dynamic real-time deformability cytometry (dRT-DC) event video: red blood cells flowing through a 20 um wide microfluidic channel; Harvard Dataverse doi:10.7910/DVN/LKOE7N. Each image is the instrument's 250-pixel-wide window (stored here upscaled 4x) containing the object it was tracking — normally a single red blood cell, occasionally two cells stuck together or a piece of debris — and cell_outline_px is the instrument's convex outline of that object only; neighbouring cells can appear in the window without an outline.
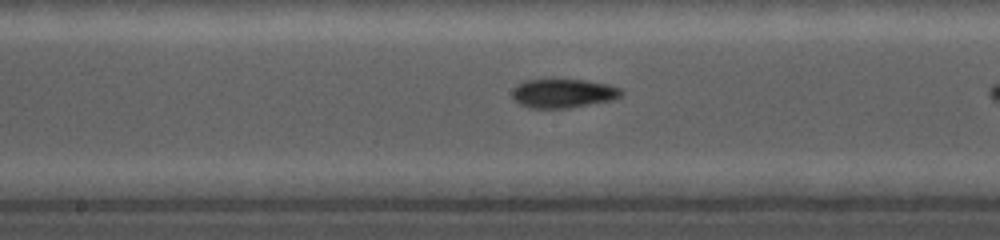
{"species": "common noctule bat (a hibernating species)", "species_latin": "Nyctalus noctula", "temperature_condition": "cold", "stored_images_in_passage": 11, "camera_frame_rate_fps": 5000, "um_per_image_px": 0.085, "animal": {"sex": "female", "body_mass_g": 19.0, "forearm_length_mm": 56.7}, "frame": {"image": 1, "passage_image": 9, "time_ms": 1.6, "image_size_px": [1000, 240], "cell_outline_px": [[624, 92], [620, 96], [612, 100], [568, 108], [528, 108], [520, 104], [512, 96], [512, 88], [516, 84], [524, 80], [584, 80], [608, 84], [620, 88]], "centroid_in_image_um": [47.85, 7.93], "position_along_channel_um": 200.4, "area_um2": 18.38}}